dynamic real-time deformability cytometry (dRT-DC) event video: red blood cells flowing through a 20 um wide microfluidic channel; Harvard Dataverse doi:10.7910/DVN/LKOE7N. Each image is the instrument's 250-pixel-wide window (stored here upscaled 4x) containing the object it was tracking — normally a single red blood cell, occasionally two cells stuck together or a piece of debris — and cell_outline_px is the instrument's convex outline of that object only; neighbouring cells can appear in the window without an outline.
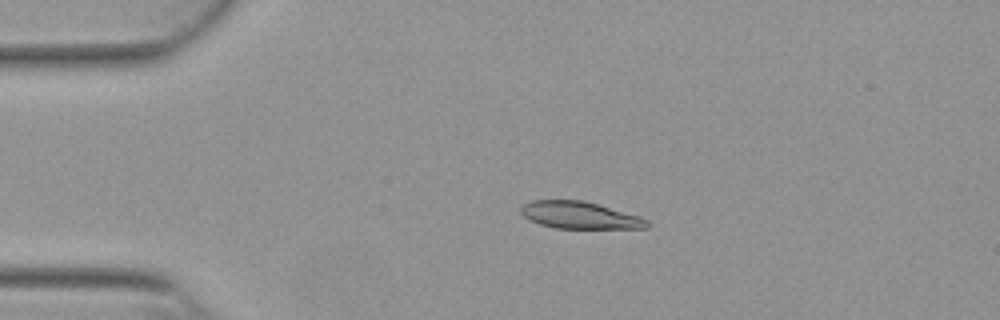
{"species": "Egyptian fruit bat (a non-hibernating species)", "species_latin": "Rousettus aegyptiacus", "temperature_condition": "warm", "stored_images_in_passage": 29, "camera_frame_rate_fps": 3000, "um_per_image_px": 0.085, "animal": {"sex": "female"}, "frame": {"image": 1, "passage_image": 9, "time_ms": 2.667, "image_size_px": [1000, 320], "cell_outline_px": [[648, 228], [556, 228], [540, 224], [524, 216], [520, 212], [520, 208], [524, 204], [532, 200], [580, 200], [596, 204], [640, 216], [648, 220]], "centroid_in_image_um": [49.27, 18.29], "position_along_channel_um": 35.7, "area_um2": 19.59}}
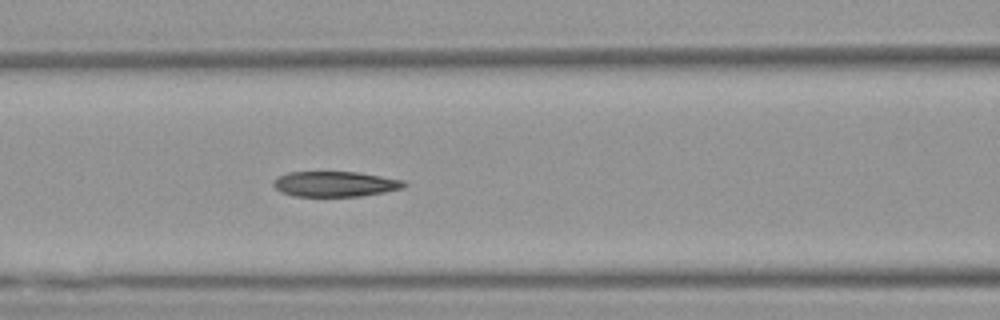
{"frame": {"image": 2, "passage_image": 20, "time_ms": 6.333, "image_size_px": [1000, 320], "cell_outline_px": [[408, 184], [404, 188], [384, 192], [360, 196], [292, 196], [280, 192], [272, 184], [272, 180], [288, 172], [356, 172], [404, 180]], "centroid_in_image_um": [28.48, 15.64], "position_along_channel_um": 138.1, "area_um2": 19.31}}
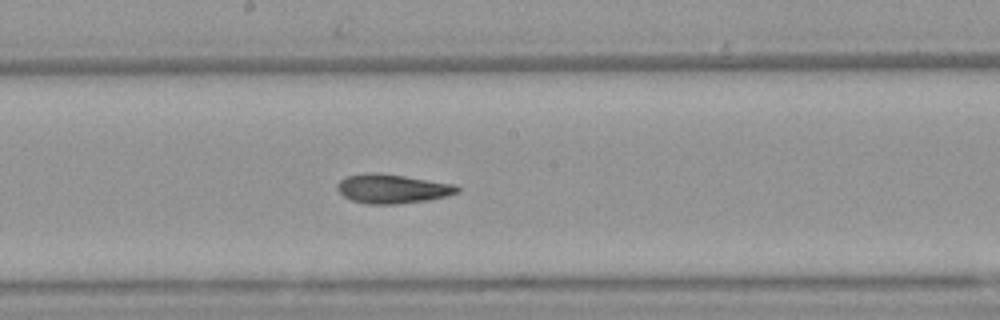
{"frame": {"image": 3, "passage_image": 26, "time_ms": 8.333, "image_size_px": [1000, 320], "cell_outline_px": [[460, 188], [456, 192], [444, 196], [428, 200], [396, 204], [368, 204], [352, 200], [344, 196], [336, 188], [336, 184], [344, 176], [364, 172], [380, 172], [456, 184]], "centroid_in_image_um": [33.29, 16.02], "position_along_channel_um": 214.9, "area_um2": 20.52}}